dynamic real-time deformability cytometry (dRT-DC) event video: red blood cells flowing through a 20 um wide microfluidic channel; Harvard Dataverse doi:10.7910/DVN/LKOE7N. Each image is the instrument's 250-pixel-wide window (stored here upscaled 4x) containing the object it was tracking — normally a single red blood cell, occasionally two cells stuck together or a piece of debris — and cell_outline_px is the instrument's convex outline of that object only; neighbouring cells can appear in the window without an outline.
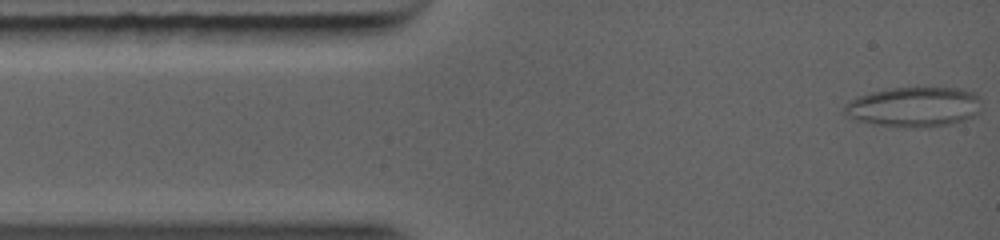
{"species": "common noctule bat (a hibernating species)", "species_latin": "Nyctalus noctula", "temperature_condition": "warm", "stored_images_in_passage": 69, "segment_of_instrument_passage": [1, 2], "camera_frame_rate_fps": 5000, "um_per_image_px": 0.085, "animal": {"sex": "female", "body_mass_g": 19.0, "forearm_length_mm": 56.7}, "frame": {"image": 1, "passage_image": 1, "time_ms": 0.0, "image_size_px": [1000, 240], "cell_outline_px": [[980, 112], [964, 120], [952, 124], [928, 128], [912, 128], [872, 124], [856, 120], [840, 112], [852, 100], [860, 96], [872, 92], [892, 88], [960, 88], [972, 92], [976, 96]], "centroid_in_image_um": [77.67, 9.11], "position_along_channel_um": 7.3, "area_um2": 31.79}}
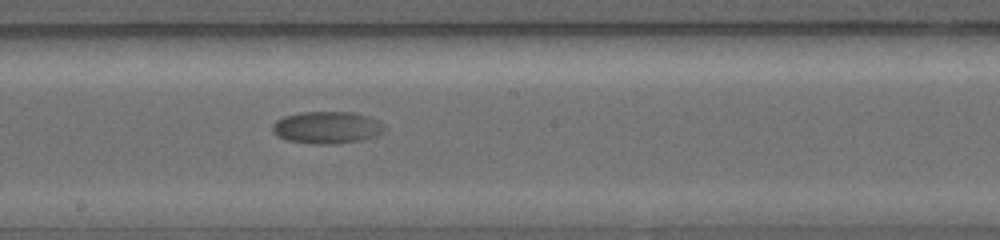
{"frame": {"image": 2, "passage_image": 32, "time_ms": 6.2, "image_size_px": [1000, 240], "cell_outline_px": [[380, 124], [364, 136], [352, 140], [292, 140], [280, 136], [272, 128], [276, 120], [284, 116], [304, 112], [352, 112], [368, 116], [376, 120]], "centroid_in_image_um": [27.59, 10.71], "position_along_channel_um": 220.6, "area_um2": 18.03}}
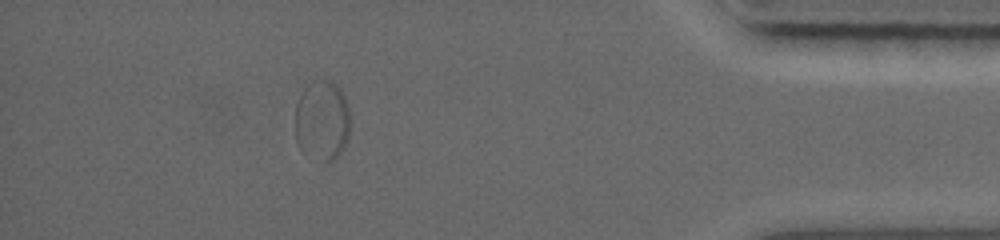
{"frame": {"image": 3, "passage_image": 60, "time_ms": 11.4, "image_size_px": [1000, 240], "cell_outline_px": [[348, 136], [344, 148], [336, 156], [328, 160], [324, 160], [324, 80], [328, 80], [336, 84], [340, 88], [348, 104]], "centroid_in_image_um": [28.45, 10.22], "position_along_channel_um": 406.8, "area_um2": 11.56}}